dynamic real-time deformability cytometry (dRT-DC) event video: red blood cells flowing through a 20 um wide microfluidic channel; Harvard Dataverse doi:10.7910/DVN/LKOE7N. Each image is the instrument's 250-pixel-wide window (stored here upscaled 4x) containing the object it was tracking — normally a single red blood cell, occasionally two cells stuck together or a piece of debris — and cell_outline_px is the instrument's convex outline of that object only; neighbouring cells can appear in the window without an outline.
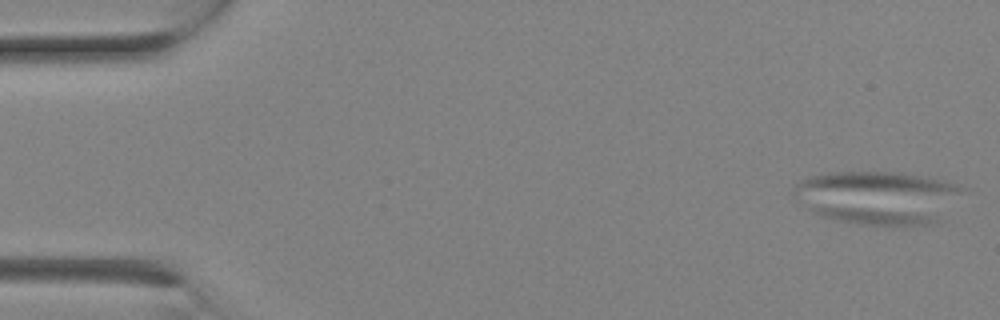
{"species": "Egyptian fruit bat (a non-hibernating species)", "species_latin": "Rousettus aegyptiacus", "temperature_condition": "room temperature", "stored_images_in_passage": 3, "segment_of_instrument_passage": [1, 2], "camera_frame_rate_fps": 3000, "um_per_image_px": 0.085, "animal": {"sex": "female"}, "frame": {"image": 1, "passage_image": 1, "time_ms": 0.0, "image_size_px": [1000, 320], "cell_outline_px": [[940, 224], [892, 228], [860, 224], [836, 220], [820, 216], [812, 212], [804, 204], [852, 204], [936, 216]], "centroid_in_image_um": [74.12, 18.33], "position_along_channel_um": 10.9, "area_um2": 14.16}}